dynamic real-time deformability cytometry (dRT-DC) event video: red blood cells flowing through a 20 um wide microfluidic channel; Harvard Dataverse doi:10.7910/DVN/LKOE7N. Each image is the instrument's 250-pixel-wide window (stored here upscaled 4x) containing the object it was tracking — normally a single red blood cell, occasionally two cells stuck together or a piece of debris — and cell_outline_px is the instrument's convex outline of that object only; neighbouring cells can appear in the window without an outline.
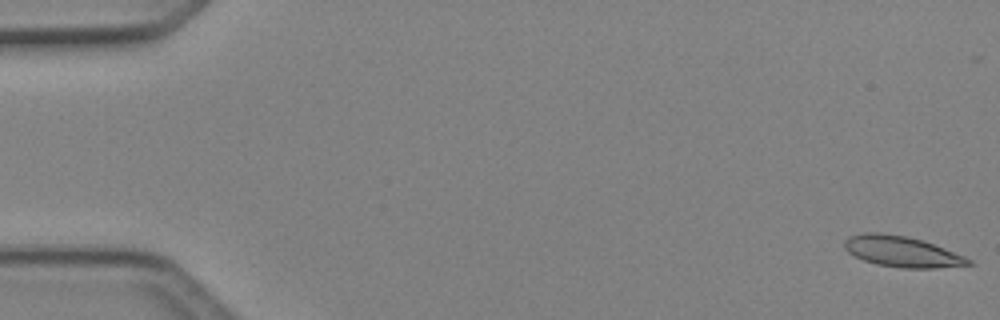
{"species": "Egyptian fruit bat (a non-hibernating species)", "species_latin": "Rousettus aegyptiacus", "temperature_condition": "cold", "stored_images_in_passage": 15, "camera_frame_rate_fps": 3000, "um_per_image_px": 0.085, "animal": {"sex": "female"}, "frame": {"image": 1, "passage_image": 1, "time_ms": 0.0, "image_size_px": [1000, 320], "cell_outline_px": [[972, 264], [936, 268], [904, 268], [876, 264], [864, 260], [848, 252], [844, 248], [844, 240], [848, 236], [864, 232], [880, 232], [908, 236], [944, 248], [964, 256], [972, 260]], "centroid_in_image_um": [76.62, 21.37], "position_along_channel_um": 8.4, "area_um2": 22.14}}
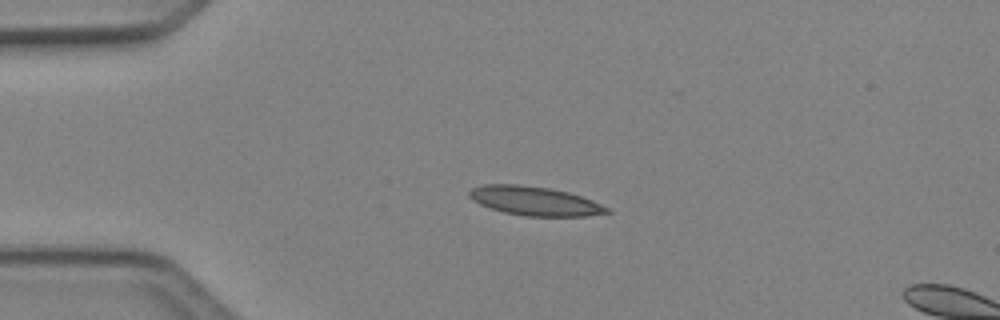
{"frame": {"image": 2, "passage_image": 12, "time_ms": 3.667, "image_size_px": [1000, 320], "cell_outline_px": [[612, 212], [588, 216], [524, 216], [504, 212], [480, 204], [472, 200], [468, 196], [468, 192], [472, 188], [484, 184], [516, 184], [548, 188], [568, 192], [592, 200], [608, 208]], "centroid_in_image_um": [45.43, 17.08], "position_along_channel_um": 39.6, "area_um2": 23.12}}